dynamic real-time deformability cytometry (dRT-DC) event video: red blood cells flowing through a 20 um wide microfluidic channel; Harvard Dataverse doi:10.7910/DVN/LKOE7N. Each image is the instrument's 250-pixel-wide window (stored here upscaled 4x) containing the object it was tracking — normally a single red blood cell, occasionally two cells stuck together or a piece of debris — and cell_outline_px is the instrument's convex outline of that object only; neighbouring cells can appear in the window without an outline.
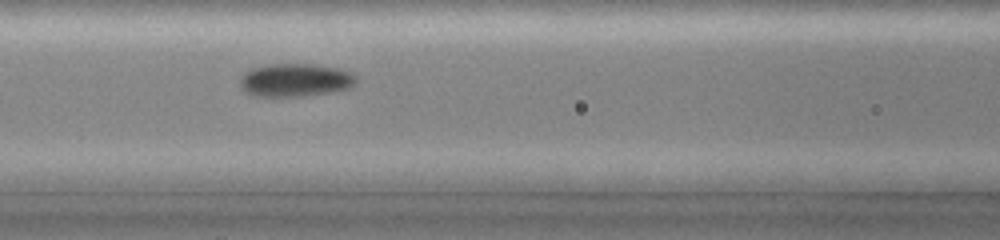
{"species": "common noctule bat (a hibernating species)", "species_latin": "Nyctalus noctula", "temperature_condition": "cold", "stored_images_in_passage": 17, "camera_frame_rate_fps": 3000, "um_per_image_px": 0.085, "animal": {"sex": "female", "body_mass_g": 19.0, "forearm_length_mm": 51.5}, "frame": {"image": 1, "passage_image": 15, "time_ms": 4.667, "image_size_px": [1000, 240], "cell_outline_px": [[356, 84], [348, 88], [308, 96], [252, 96], [240, 88], [240, 80], [244, 72], [252, 68], [272, 64], [316, 64], [340, 68], [352, 72], [356, 76]], "centroid_in_image_um": [25.1, 6.8], "position_along_channel_um": 141.5, "area_um2": 22.6}}